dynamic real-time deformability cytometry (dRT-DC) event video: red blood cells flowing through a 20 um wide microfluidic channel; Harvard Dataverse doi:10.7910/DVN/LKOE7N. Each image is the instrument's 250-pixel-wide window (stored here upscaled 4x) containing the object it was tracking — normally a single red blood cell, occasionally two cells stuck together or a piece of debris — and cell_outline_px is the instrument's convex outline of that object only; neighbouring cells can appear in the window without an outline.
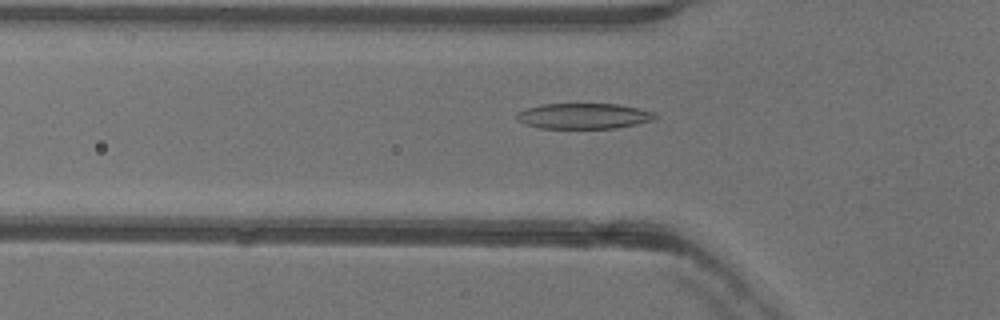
{"species": "common noctule bat (a hibernating species)", "species_latin": "Nyctalus noctula", "temperature_condition": "warm", "stored_images_in_passage": 27, "camera_frame_rate_fps": 3000, "um_per_image_px": 0.085, "animal": {"sex": "female"}, "frame": {"image": 1, "passage_image": 3, "time_ms": 0.667, "image_size_px": [1000, 320], "cell_outline_px": [[660, 116], [652, 120], [636, 124], [616, 128], [540, 128], [524, 124], [516, 116], [524, 108], [540, 104], [616, 104], [640, 108], [656, 112]], "centroid_in_image_um": [49.66, 9.85], "position_along_channel_um": 76.1, "area_um2": 20.69}}
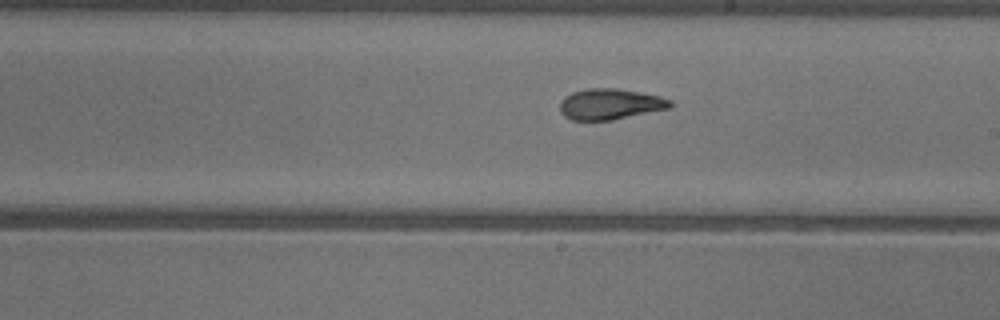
{"frame": {"image": 2, "passage_image": 15, "time_ms": 4.667, "image_size_px": [1000, 320], "cell_outline_px": [[672, 108], [612, 120], [572, 120], [564, 116], [560, 112], [560, 100], [564, 96], [572, 92], [588, 88], [616, 88], [640, 92], [660, 96], [672, 100]], "centroid_in_image_um": [51.86, 8.85], "position_along_channel_um": 237.1, "area_um2": 20.06}}
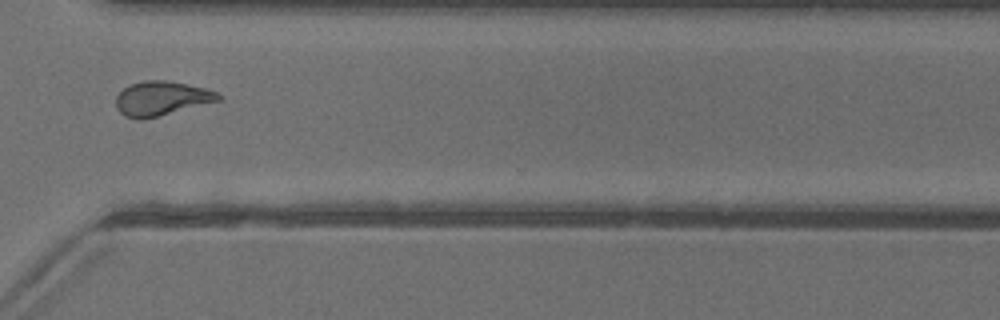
{"frame": {"image": 3, "passage_image": 24, "time_ms": 7.667, "image_size_px": [1000, 320], "cell_outline_px": [[224, 96], [220, 100], [140, 120], [136, 120], [124, 116], [116, 108], [116, 96], [128, 84], [144, 80], [164, 80], [204, 88], [216, 92]], "centroid_in_image_um": [13.67, 8.36], "position_along_channel_um": 356.9, "area_um2": 20.23}, "authors_computed_cell_mechanics": {"area_um2": 19.941, "velocity_mm_per_s": 4.0053, "shape_relaxation_time_tau1_ms": 4.2847, "shape_relaxation_time_tau2_ms": 1.8206, "deformation_change_tau1": 0.1755, "deformation_change_tau2": 0.0962}}